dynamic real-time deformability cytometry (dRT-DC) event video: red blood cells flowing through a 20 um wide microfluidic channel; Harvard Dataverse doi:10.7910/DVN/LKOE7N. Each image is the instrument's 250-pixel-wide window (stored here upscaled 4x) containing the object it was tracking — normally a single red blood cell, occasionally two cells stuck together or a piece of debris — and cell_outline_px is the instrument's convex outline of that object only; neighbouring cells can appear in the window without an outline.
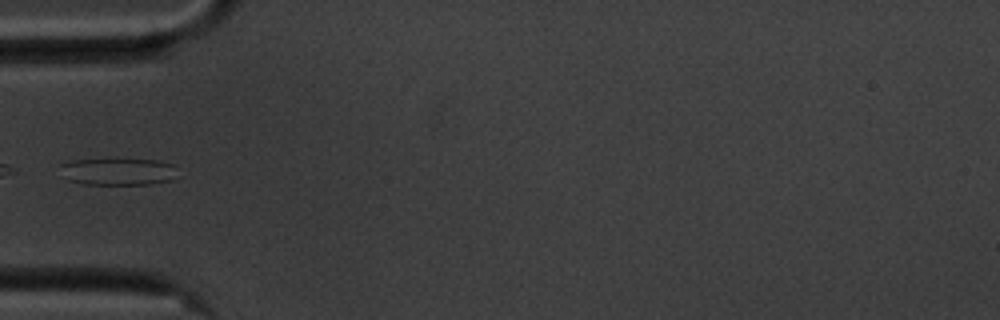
{"species": "common noctule bat (a hibernating species)", "species_latin": "Nyctalus noctula", "temperature_condition": "cold", "stored_images_in_passage": 37, "camera_frame_rate_fps": 3000, "um_per_image_px": 0.085, "animal": {"sex": "male", "body_mass_g": 20.1, "forearm_length_mm": 53.5}, "frame": {"image": 1, "passage_image": 1, "time_ms": 0.0, "image_size_px": [1000, 320], "cell_outline_px": [[176, 164], [172, 180], [152, 184], [84, 184], [68, 180], [60, 164], [72, 160], [112, 156], [160, 160]], "centroid_in_image_um": [10.07, 14.52], "position_along_channel_um": 74.9, "area_um2": 19.42}}
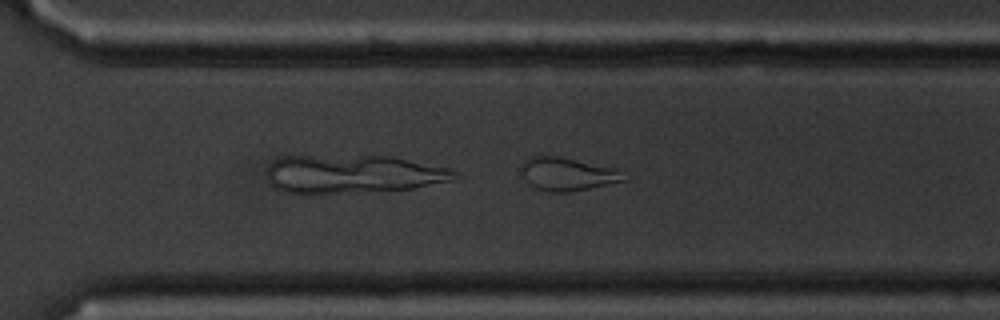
{"frame": {"image": 2, "passage_image": 22, "time_ms": 7.0, "image_size_px": [1000, 320], "cell_outline_px": [[632, 176], [628, 180], [568, 192], [548, 192], [536, 188], [528, 184], [520, 168], [524, 160], [528, 156], [560, 156], [616, 168]], "centroid_in_image_um": [48.28, 14.78], "position_along_channel_um": 322.3, "area_um2": 20.11}}